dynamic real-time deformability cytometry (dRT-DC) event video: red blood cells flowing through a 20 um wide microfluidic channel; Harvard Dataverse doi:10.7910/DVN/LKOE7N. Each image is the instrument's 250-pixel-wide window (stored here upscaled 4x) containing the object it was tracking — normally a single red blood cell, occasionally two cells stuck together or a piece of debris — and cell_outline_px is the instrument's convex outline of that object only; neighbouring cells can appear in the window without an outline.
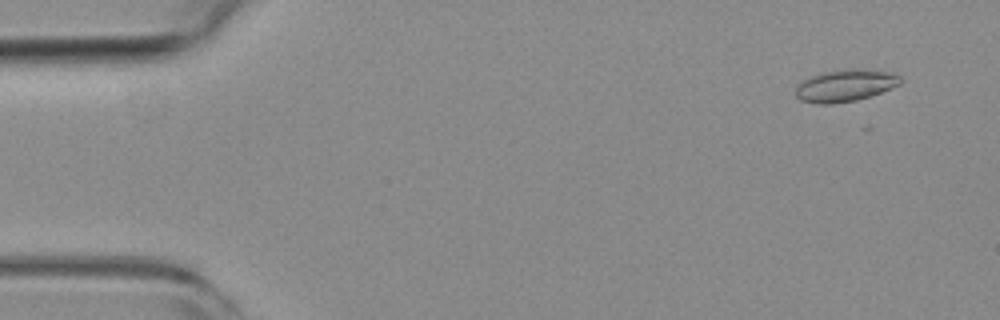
{"species": "common noctule bat (a hibernating species)", "species_latin": "Nyctalus noctula", "temperature_condition": "room temperature", "stored_images_in_passage": 53, "camera_frame_rate_fps": 3000, "um_per_image_px": 0.085, "animal": {"sex": "female", "body_mass_g": 19.3, "forearm_length_mm": 54.1}, "frame": {"image": 1, "passage_image": 4, "time_ms": 1.0, "image_size_px": [1000, 320], "cell_outline_px": [[900, 84], [892, 88], [856, 100], [832, 104], [816, 104], [800, 100], [796, 96], [796, 88], [804, 80], [820, 72], [892, 72], [900, 76]], "centroid_in_image_um": [71.79, 7.34], "position_along_channel_um": 13.2, "area_um2": 18.38}}
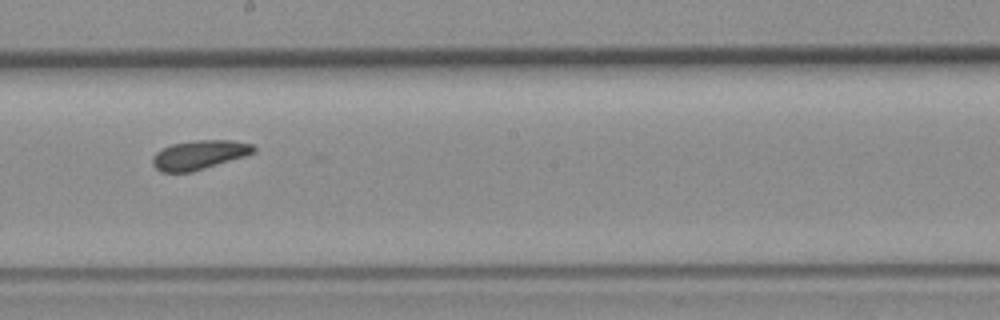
{"frame": {"image": 2, "passage_image": 30, "time_ms": 9.667, "image_size_px": [1000, 320], "cell_outline_px": [[256, 152], [244, 156], [192, 172], [160, 172], [152, 164], [152, 156], [156, 152], [172, 144], [196, 140], [232, 140], [252, 144], [256, 148]], "centroid_in_image_um": [16.93, 13.16], "position_along_channel_um": 231.3, "area_um2": 17.11}}
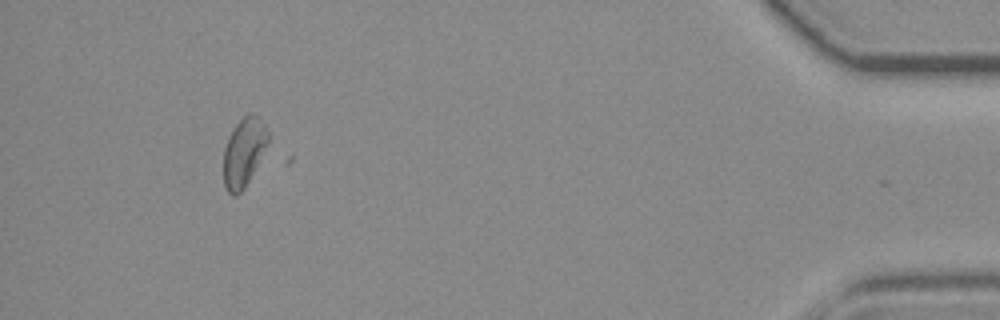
{"frame": {"image": 3, "passage_image": 50, "time_ms": 16.333, "image_size_px": [1000, 320], "cell_outline_px": [[268, 140], [244, 188], [236, 196], [232, 196], [228, 192], [224, 184], [224, 148], [236, 124], [248, 112], [256, 112], [264, 124], [268, 132]], "centroid_in_image_um": [20.71, 12.9], "position_along_channel_um": 414.5, "area_um2": 17.22}}